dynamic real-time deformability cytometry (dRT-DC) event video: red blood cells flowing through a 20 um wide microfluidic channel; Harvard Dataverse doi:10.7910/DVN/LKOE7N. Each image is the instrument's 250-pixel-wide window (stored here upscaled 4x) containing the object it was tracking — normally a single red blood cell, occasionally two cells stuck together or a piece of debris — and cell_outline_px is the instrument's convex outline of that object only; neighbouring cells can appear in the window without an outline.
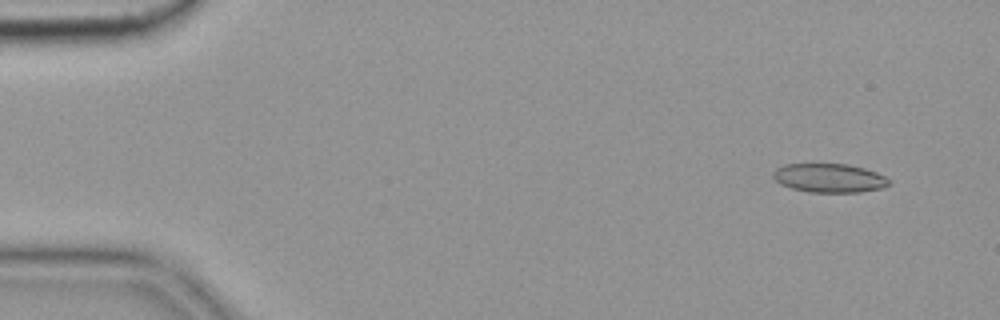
{"species": "common noctule bat (a hibernating species)", "species_latin": "Nyctalus noctula", "temperature_condition": "cold", "stored_images_in_passage": 5, "camera_frame_rate_fps": 3000, "um_per_image_px": 0.085, "animal": {"sex": "female", "body_mass_g": 19.9}, "frame": {"image": 1, "passage_image": 1, "time_ms": 0.0, "image_size_px": [1000, 320], "cell_outline_px": [[892, 184], [884, 188], [860, 192], [808, 192], [792, 188], [780, 184], [772, 176], [772, 172], [776, 168], [784, 164], [848, 164], [864, 168], [876, 172], [884, 176]], "centroid_in_image_um": [70.49, 15.13], "position_along_channel_um": 14.5, "area_um2": 19.59}}